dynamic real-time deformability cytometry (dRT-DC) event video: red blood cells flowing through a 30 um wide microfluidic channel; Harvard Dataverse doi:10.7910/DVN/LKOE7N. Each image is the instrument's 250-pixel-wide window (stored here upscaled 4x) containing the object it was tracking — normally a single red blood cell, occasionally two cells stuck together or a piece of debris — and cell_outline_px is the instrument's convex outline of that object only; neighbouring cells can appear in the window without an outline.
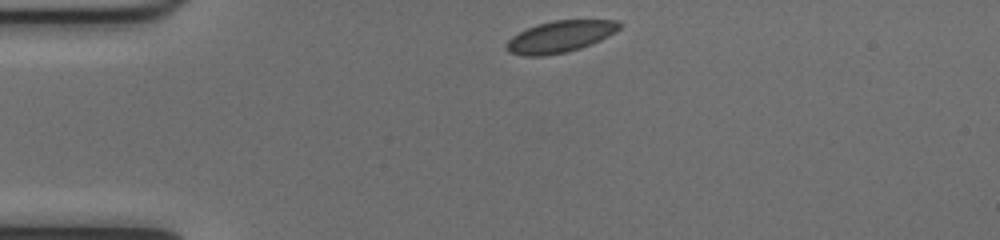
{"species": "common noctule bat (a hibernating species)", "species_latin": "Nyctalus noctula", "temperature_condition": "cold", "stored_images_in_passage": 41, "camera_frame_rate_fps": 3000, "um_per_image_px": 0.085, "animal": {"sex": "female", "body_mass_g": 17.0, "forearm_length_mm": 48.0}, "frame": {"image": 1, "passage_image": 1, "time_ms": 0.0, "image_size_px": [1000, 240], "cell_outline_px": [[620, 28], [616, 32], [600, 40], [580, 48], [564, 52], [544, 56], [524, 56], [508, 52], [504, 48], [508, 40], [512, 36], [536, 24], [552, 20], [620, 20]], "centroid_in_image_um": [47.59, 3.11], "position_along_channel_um": 37.4, "area_um2": 20.81}}
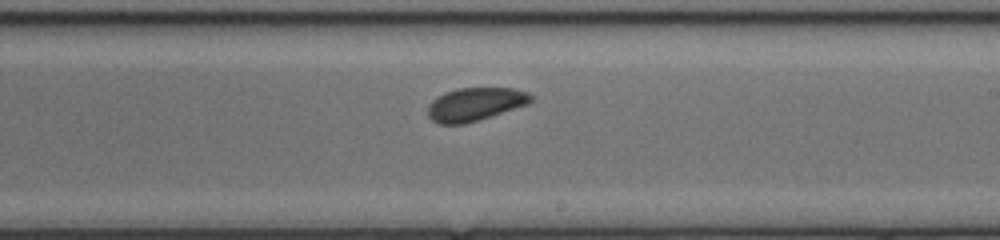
{"frame": {"image": 2, "passage_image": 20, "time_ms": 6.333, "image_size_px": [1000, 240], "cell_outline_px": [[532, 100], [528, 104], [464, 124], [440, 124], [432, 120], [428, 116], [428, 104], [432, 100], [444, 92], [460, 88], [512, 88], [528, 92], [532, 96]], "centroid_in_image_um": [40.36, 8.85], "position_along_channel_um": 248.6, "area_um2": 19.77}}
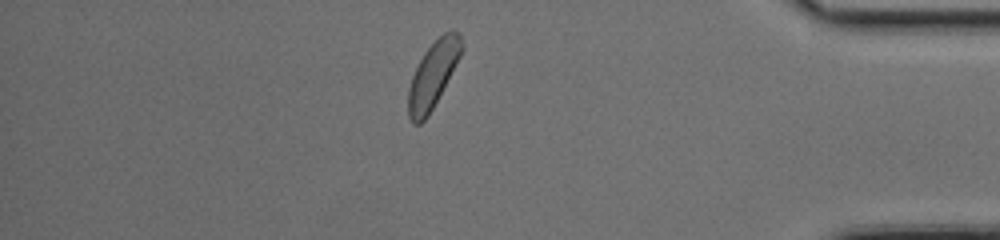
{"frame": {"image": 3, "passage_image": 34, "time_ms": 11.0, "image_size_px": [1000, 240], "cell_outline_px": [[464, 48], [460, 56], [428, 116], [420, 124], [412, 124], [408, 116], [408, 88], [412, 76], [424, 52], [444, 32], [452, 28], [460, 32], [464, 44]], "centroid_in_image_um": [36.81, 6.32], "position_along_channel_um": 398.4, "area_um2": 20.4}, "authors_computed_cell_mechanics": {"area_um2": 20.6346, "velocity_mm_per_s": 3.9609, "shape_relaxation_time_tau1_ms": 1.4268, "shape_relaxation_time_tau2_ms": 2.3394, "deformation_change_tau1": 0.06, "deformation_change_tau2": 0.0543}}